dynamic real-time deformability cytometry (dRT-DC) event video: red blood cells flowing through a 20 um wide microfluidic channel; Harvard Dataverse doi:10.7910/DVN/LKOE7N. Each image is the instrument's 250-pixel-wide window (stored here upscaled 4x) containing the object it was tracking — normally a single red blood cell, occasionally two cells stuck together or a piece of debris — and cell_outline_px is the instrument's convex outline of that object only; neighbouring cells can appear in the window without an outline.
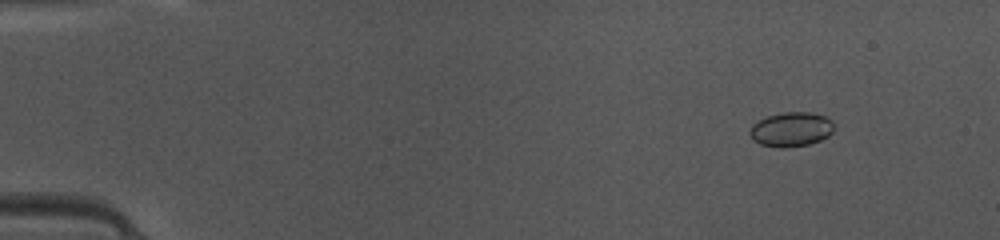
{"species": "common noctule bat (a hibernating species)", "species_latin": "Nyctalus noctula", "temperature_condition": "warm", "stored_images_in_passage": 44, "camera_frame_rate_fps": 3000, "um_per_image_px": 0.085, "animal": {"sex": "female", "body_mass_g": 10.0, "forearm_length_mm": 53.1}, "frame": {"image": 1, "passage_image": 1, "time_ms": 0.0, "image_size_px": [1000, 240], "cell_outline_px": [[832, 132], [828, 136], [820, 140], [808, 144], [784, 148], [780, 148], [760, 144], [752, 140], [748, 132], [752, 124], [756, 120], [768, 116], [784, 112], [812, 112], [824, 116], [832, 120]], "centroid_in_image_um": [67.2, 10.99], "position_along_channel_um": 17.8, "area_um2": 16.99}}
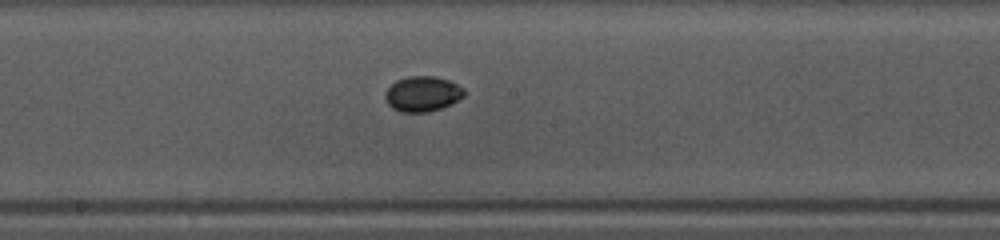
{"frame": {"image": 2, "passage_image": 22, "time_ms": 7.0, "image_size_px": [1000, 240], "cell_outline_px": [[464, 96], [452, 104], [428, 112], [400, 112], [392, 108], [388, 104], [384, 96], [384, 92], [396, 80], [408, 76], [436, 76], [448, 80], [464, 88]], "centroid_in_image_um": [35.9, 7.98], "position_along_channel_um": 212.3, "area_um2": 16.3}}
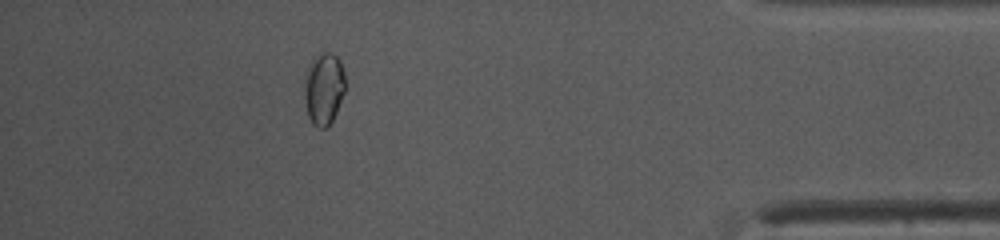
{"frame": {"image": 3, "passage_image": 39, "time_ms": 12.667, "image_size_px": [1000, 240], "cell_outline_px": [[344, 92], [336, 112], [328, 128], [320, 128], [312, 124], [308, 116], [304, 100], [304, 76], [312, 60], [320, 52], [332, 52], [340, 60], [344, 72]], "centroid_in_image_um": [27.51, 7.53], "position_along_channel_um": 407.7, "area_um2": 17.28}, "authors_computed_cell_mechanics": {"area_um2": 15.9239, "velocity_mm_per_s": 4.1717, "shape_relaxation_time_tau1_ms": 5.7909, "shape_relaxation_time_tau2_ms": 6.6727, "deformation_change_tau1": 0.068, "deformation_change_tau2": 0.0343}}